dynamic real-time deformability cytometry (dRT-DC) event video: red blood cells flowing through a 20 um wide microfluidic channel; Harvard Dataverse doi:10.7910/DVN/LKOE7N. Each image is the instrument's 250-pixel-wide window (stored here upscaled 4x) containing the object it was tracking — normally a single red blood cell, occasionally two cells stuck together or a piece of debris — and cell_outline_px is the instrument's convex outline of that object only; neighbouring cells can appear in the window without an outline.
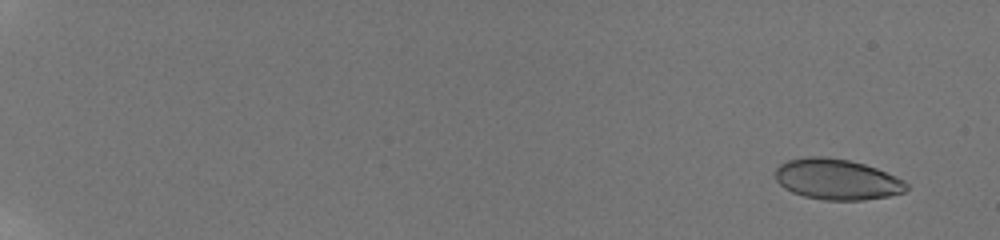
{"species": "human", "species_latin": "Homo sapiens", "temperature_condition": "room temperature", "stored_images_in_passage": 22, "camera_frame_rate_fps": 3000, "um_per_image_px": 0.085, "donor": {"sex": "male"}, "frame": {"image": 1, "passage_image": 3, "time_ms": 1.333, "image_size_px": [1000, 240], "cell_outline_px": [[908, 188], [904, 192], [888, 196], [864, 200], [824, 200], [804, 196], [792, 192], [784, 188], [776, 180], [772, 172], [780, 164], [788, 160], [808, 156], [824, 156], [848, 160], [864, 164], [876, 168], [896, 176], [904, 180], [908, 184]], "centroid_in_image_um": [71.12, 15.24], "position_along_channel_um": 13.9, "area_um2": 31.33}}
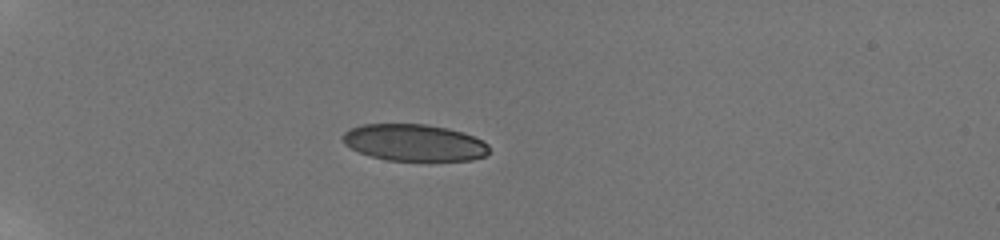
{"frame": {"image": 2, "passage_image": 12, "time_ms": 6.667, "image_size_px": [1000, 240], "cell_outline_px": [[488, 152], [484, 156], [472, 160], [388, 160], [372, 156], [360, 152], [344, 144], [344, 132], [360, 124], [424, 124], [448, 128], [464, 132], [484, 140], [488, 144]], "centroid_in_image_um": [35.24, 12.11], "position_along_channel_um": 49.8, "area_um2": 31.21}}
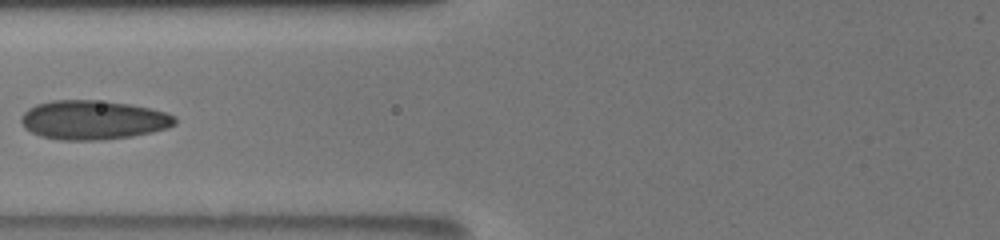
{"frame": {"image": 3, "passage_image": 17, "time_ms": 9.667, "image_size_px": [1000, 240], "cell_outline_px": [[176, 124], [168, 128], [152, 132], [132, 136], [100, 140], [60, 140], [40, 136], [24, 128], [20, 120], [20, 116], [28, 108], [36, 104], [52, 100], [92, 100], [128, 104], [148, 108], [164, 112], [176, 116]], "centroid_in_image_um": [7.89, 10.2], "position_along_channel_um": 117.9, "area_um2": 35.08}}